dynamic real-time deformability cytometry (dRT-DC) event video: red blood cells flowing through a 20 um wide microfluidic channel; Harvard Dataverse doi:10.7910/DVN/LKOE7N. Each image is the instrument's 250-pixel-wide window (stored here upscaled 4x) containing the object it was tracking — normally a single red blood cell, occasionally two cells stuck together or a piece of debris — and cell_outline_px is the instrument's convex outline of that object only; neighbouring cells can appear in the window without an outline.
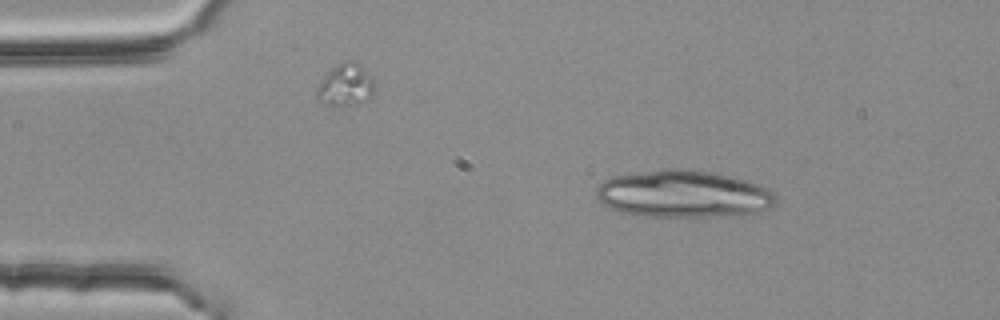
{"species": "common noctule bat (a hibernating species)", "species_latin": "Nyctalus noctula", "temperature_condition": "room temperature", "stored_images_in_passage": 2, "camera_frame_rate_fps": 3000, "um_per_image_px": 0.085, "animal": {"sex": "female", "body_mass_g": 25.1}, "frame": {"image": 1, "passage_image": 1, "time_ms": 0.0, "image_size_px": [1000, 320], "cell_outline_px": [[776, 204], [760, 212], [740, 216], [644, 216], [620, 212], [608, 208], [596, 196], [596, 188], [604, 180], [612, 176], [664, 168], [680, 168], [708, 172], [748, 180], [760, 184], [768, 188], [776, 196]], "centroid_in_image_um": [58.11, 16.49], "position_along_channel_um": 26.9, "area_um2": 49.77}}